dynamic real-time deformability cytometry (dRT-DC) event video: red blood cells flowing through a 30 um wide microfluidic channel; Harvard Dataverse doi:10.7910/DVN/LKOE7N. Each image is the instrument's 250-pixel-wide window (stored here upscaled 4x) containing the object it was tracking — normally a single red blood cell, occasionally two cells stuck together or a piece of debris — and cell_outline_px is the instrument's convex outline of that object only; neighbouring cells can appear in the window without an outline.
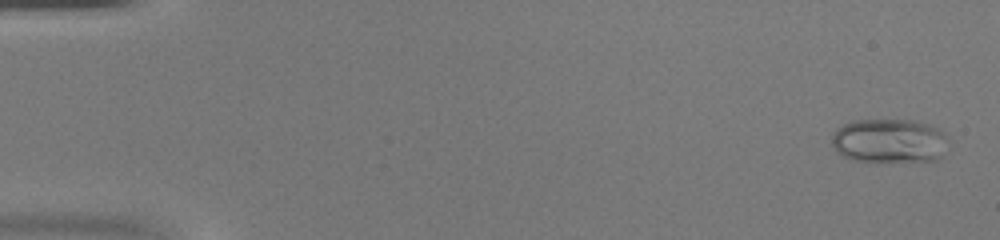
{"species": "common noctule bat (a hibernating species)", "species_latin": "Nyctalus noctula", "temperature_condition": "warm", "stored_images_in_passage": 47, "camera_frame_rate_fps": 3000, "um_per_image_px": 0.085, "animal": {"sex": "female", "body_mass_g": 20.0, "forearm_length_mm": 54.0}, "frame": {"image": 1, "passage_image": 2, "time_ms": 0.333, "image_size_px": [1000, 240], "cell_outline_px": [[948, 136], [940, 156], [936, 160], [852, 160], [836, 152], [832, 144], [832, 136], [836, 128], [852, 120], [912, 120], [928, 124], [940, 128]], "centroid_in_image_um": [75.56, 11.93], "position_along_channel_um": 9.4, "area_um2": 29.59}}
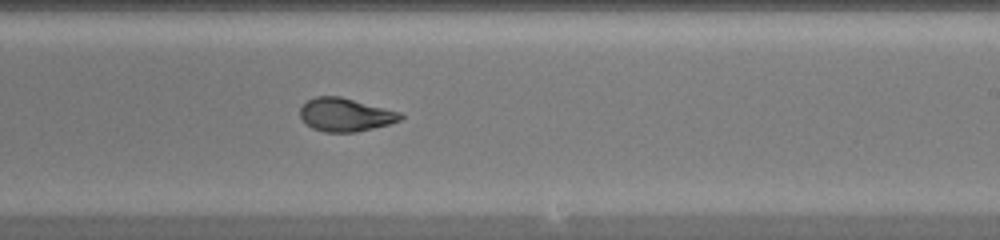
{"frame": {"image": 2, "passage_image": 29, "time_ms": 9.333, "image_size_px": [1000, 240], "cell_outline_px": [[404, 116], [400, 120], [388, 124], [356, 132], [324, 132], [312, 128], [300, 116], [300, 108], [308, 100], [316, 96], [340, 96], [400, 112]], "centroid_in_image_um": [29.35, 9.75], "position_along_channel_um": 259.7, "area_um2": 19.25}}
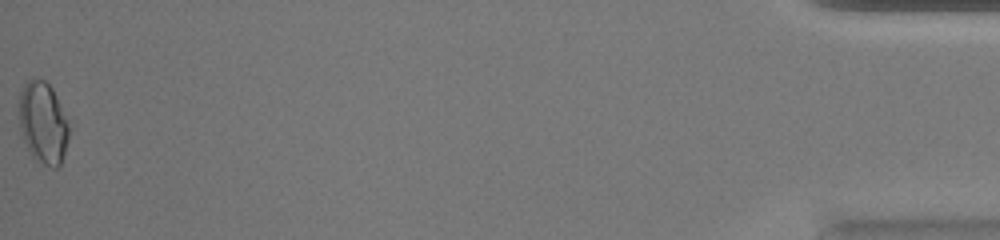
{"frame": {"image": 3, "passage_image": 47, "time_ms": 15.333, "image_size_px": [1000, 240], "cell_outline_px": [[68, 140], [60, 164], [56, 168], [52, 168], [36, 160], [32, 156], [24, 140], [20, 128], [20, 92], [24, 84], [28, 80], [44, 80], [52, 88], [56, 96], [68, 128]], "centroid_in_image_um": [3.64, 10.46], "position_along_channel_um": 431.6, "area_um2": 23.0}}